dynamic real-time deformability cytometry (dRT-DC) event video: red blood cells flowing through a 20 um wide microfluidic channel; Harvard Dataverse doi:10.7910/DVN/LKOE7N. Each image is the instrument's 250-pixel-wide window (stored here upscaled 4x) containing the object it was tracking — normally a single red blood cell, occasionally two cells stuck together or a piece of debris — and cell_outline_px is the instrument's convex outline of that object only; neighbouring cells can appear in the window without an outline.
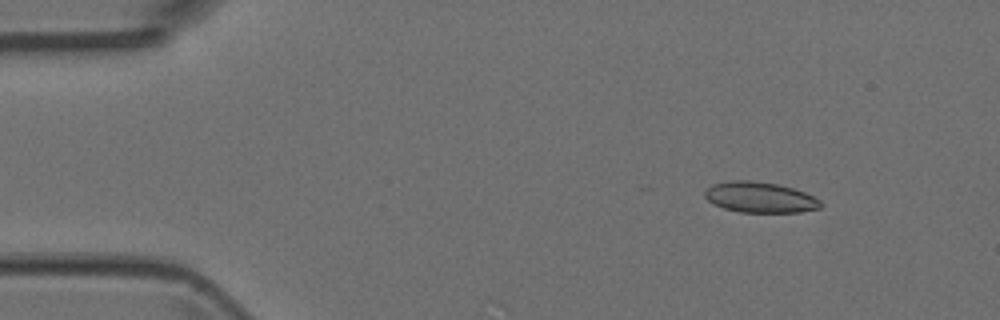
{"species": "Egyptian fruit bat (a non-hibernating species)", "species_latin": "Rousettus aegyptiacus", "temperature_condition": "room temperature", "stored_images_in_passage": 3, "camera_frame_rate_fps": 3000, "um_per_image_px": 0.085, "animal": {"sex": "female"}, "frame": {"image": 1, "passage_image": 2, "time_ms": 0.333, "image_size_px": [1000, 320], "cell_outline_px": [[824, 204], [820, 208], [800, 212], [740, 212], [724, 208], [712, 204], [704, 196], [704, 192], [712, 184], [728, 180], [752, 180], [776, 184], [792, 188], [804, 192], [820, 200]], "centroid_in_image_um": [64.58, 16.77], "position_along_channel_um": 20.4, "area_um2": 20.75}}